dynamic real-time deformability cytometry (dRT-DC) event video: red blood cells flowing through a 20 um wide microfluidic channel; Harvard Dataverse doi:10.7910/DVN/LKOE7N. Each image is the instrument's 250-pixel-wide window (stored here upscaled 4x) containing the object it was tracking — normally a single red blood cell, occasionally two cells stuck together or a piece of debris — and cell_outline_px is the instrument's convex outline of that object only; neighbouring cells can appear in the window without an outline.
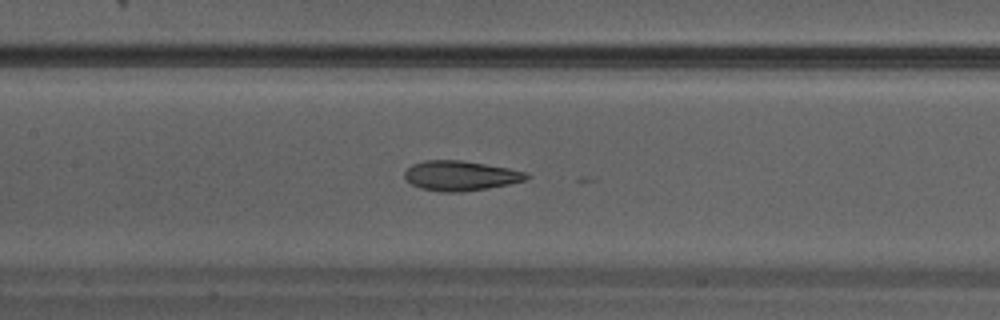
{"species": "Egyptian fruit bat (a non-hibernating species)", "species_latin": "Rousettus aegyptiacus", "temperature_condition": "warm", "stored_images_in_passage": 28, "camera_frame_rate_fps": 3000, "um_per_image_px": 0.085, "animal": {"sex": "male"}, "frame": {"image": 1, "passage_image": 9, "time_ms": 2.667, "image_size_px": [1000, 320], "cell_outline_px": [[532, 176], [524, 180], [508, 184], [488, 188], [464, 192], [440, 192], [420, 188], [412, 184], [404, 176], [404, 172], [412, 164], [424, 160], [460, 160], [508, 168], [528, 172]], "centroid_in_image_um": [39.15, 14.94], "position_along_channel_um": 168.3, "area_um2": 21.21}}
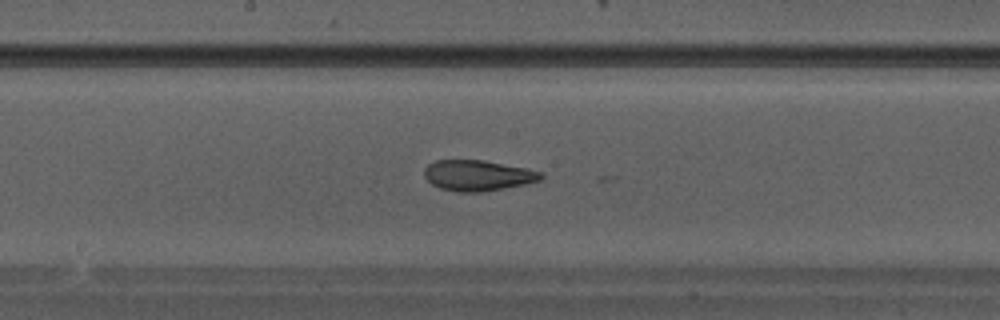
{"frame": {"image": 2, "passage_image": 11, "time_ms": 3.333, "image_size_px": [1000, 320], "cell_outline_px": [[544, 176], [540, 180], [524, 184], [504, 188], [480, 192], [460, 192], [440, 188], [432, 184], [424, 176], [424, 168], [428, 164], [436, 160], [484, 160], [528, 168], [544, 172]], "centroid_in_image_um": [40.63, 14.9], "position_along_channel_um": 207.6, "area_um2": 20.92}}